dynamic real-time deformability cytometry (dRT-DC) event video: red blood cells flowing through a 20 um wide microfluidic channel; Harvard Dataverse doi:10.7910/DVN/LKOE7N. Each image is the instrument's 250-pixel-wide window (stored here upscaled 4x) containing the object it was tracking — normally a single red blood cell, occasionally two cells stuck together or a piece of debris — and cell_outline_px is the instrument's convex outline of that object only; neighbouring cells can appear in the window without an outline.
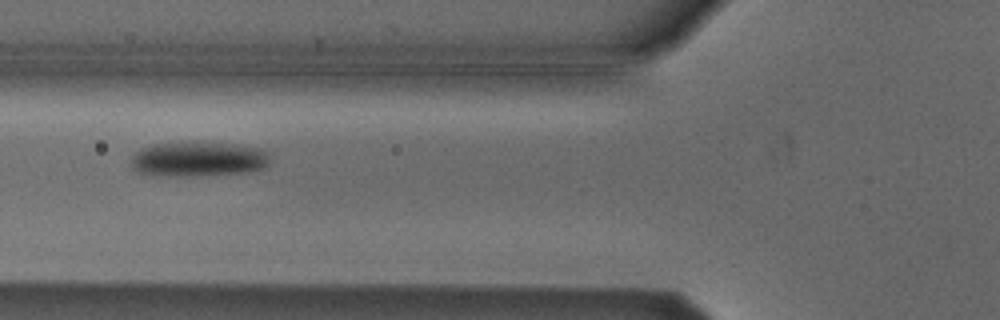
{"species": "Egyptian fruit bat (a non-hibernating species)", "species_latin": "Rousettus aegyptiacus", "temperature_condition": "cold", "stored_images_in_passage": 6, "camera_frame_rate_fps": 3000, "um_per_image_px": 0.085, "animal": {"sex": "male"}, "frame": {"image": 1, "passage_image": 6, "time_ms": 1.667, "image_size_px": [1000, 320], "cell_outline_px": [[272, 152], [268, 164], [264, 168], [248, 172], [200, 176], [160, 176], [136, 172], [132, 168], [132, 156], [140, 148], [152, 144], [236, 144], [260, 148]], "centroid_in_image_um": [16.9, 13.56], "position_along_channel_um": 108.9, "area_um2": 28.15}}